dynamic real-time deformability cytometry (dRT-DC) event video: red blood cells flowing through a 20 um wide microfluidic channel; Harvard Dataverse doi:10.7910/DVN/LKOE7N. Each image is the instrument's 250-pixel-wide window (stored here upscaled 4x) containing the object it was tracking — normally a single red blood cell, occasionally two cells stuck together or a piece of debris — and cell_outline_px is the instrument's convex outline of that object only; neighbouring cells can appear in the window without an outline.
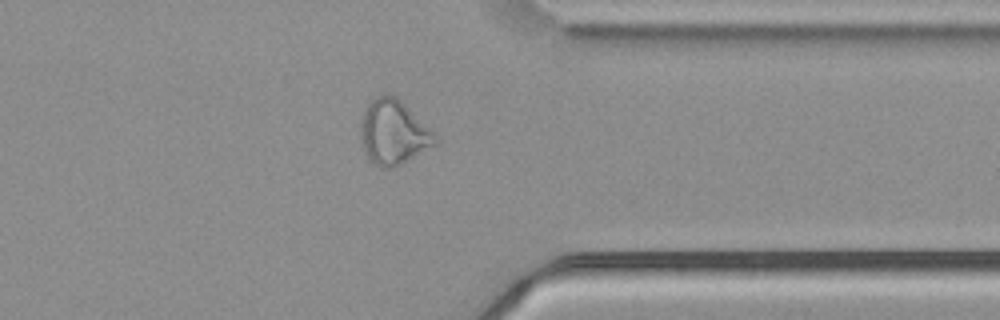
{"species": "common noctule bat (a hibernating species)", "species_latin": "Nyctalus noctula", "temperature_condition": "cold", "stored_images_in_passage": 42, "camera_frame_rate_fps": 3000, "um_per_image_px": 0.085, "animal": {"sex": "male", "body_mass_g": 21.5, "forearm_length_mm": 52.0}, "frame": {"image": 1, "passage_image": 30, "time_ms": 9.667, "image_size_px": [1000, 320], "cell_outline_px": [[440, 140], [436, 144], [396, 168], [380, 168], [368, 160], [360, 136], [360, 120], [364, 108], [376, 96], [396, 96], [436, 132]], "centroid_in_image_um": [33.46, 11.28], "position_along_channel_um": 377.9, "area_um2": 28.5}}
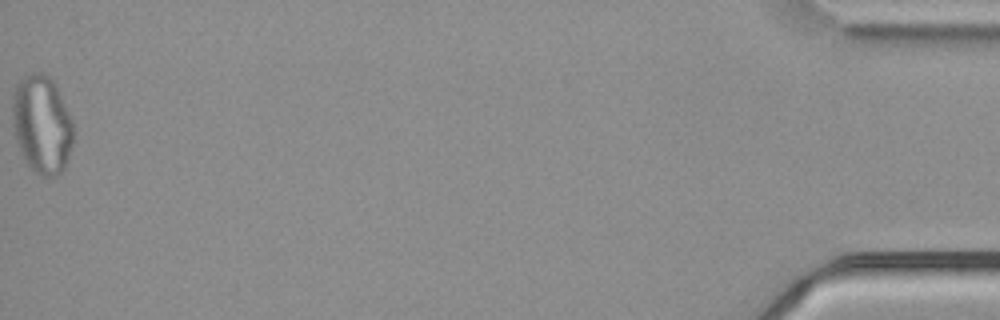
{"frame": {"image": 2, "passage_image": 42, "time_ms": 13.667, "image_size_px": [1000, 320], "cell_outline_px": [[72, 144], [64, 168], [60, 176], [44, 176], [36, 172], [28, 164], [16, 140], [12, 116], [12, 100], [16, 84], [24, 76], [36, 72], [44, 72], [56, 84], [72, 120]], "centroid_in_image_um": [3.56, 10.54], "position_along_channel_um": 431.6, "area_um2": 34.56}, "authors_computed_cell_mechanics": {"area_um2": 26.8192, "velocity_mm_per_s": 3.7402, "shape_relaxation_time_tau1_ms": null, "shape_relaxation_time_tau2_ms": 2.002, "deformation_change_tau1": null, "deformation_change_tau2": 0.1117}}